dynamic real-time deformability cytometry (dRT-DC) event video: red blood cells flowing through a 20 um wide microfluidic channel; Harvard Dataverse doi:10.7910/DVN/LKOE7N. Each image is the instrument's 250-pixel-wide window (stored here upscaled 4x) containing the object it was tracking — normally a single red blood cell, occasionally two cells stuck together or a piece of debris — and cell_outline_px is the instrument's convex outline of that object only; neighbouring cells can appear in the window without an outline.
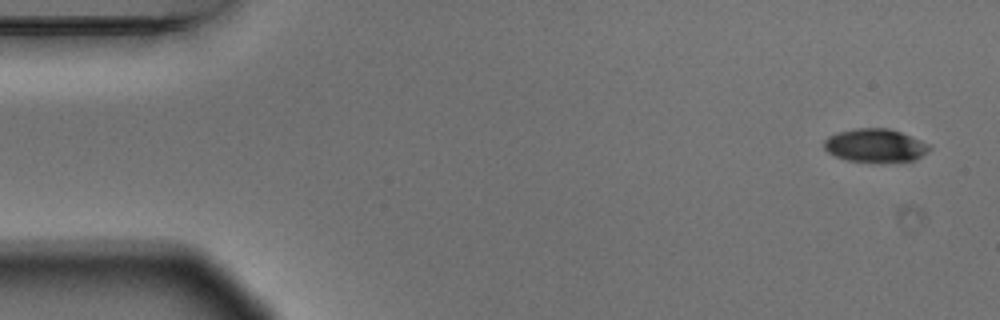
{"species": "Egyptian fruit bat (a non-hibernating species)", "species_latin": "Rousettus aegyptiacus", "temperature_condition": "warm", "stored_images_in_passage": 6, "camera_frame_rate_fps": 3000, "um_per_image_px": 0.085, "animal": {"sex": "male"}, "frame": {"image": 1, "passage_image": 1, "time_ms": 0.0, "image_size_px": [1000, 320], "cell_outline_px": [[932, 148], [928, 152], [912, 160], [848, 160], [836, 156], [828, 152], [824, 148], [824, 140], [828, 136], [836, 132], [856, 128], [888, 128], [900, 132], [920, 140], [928, 144]], "centroid_in_image_um": [74.36, 12.32], "position_along_channel_um": 10.6, "area_um2": 19.83}}
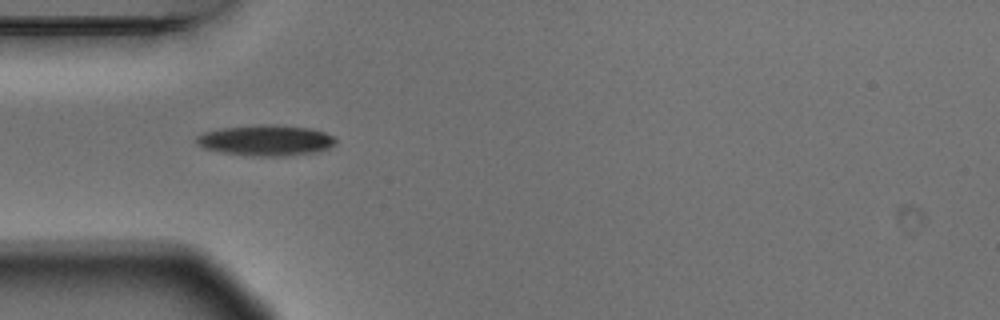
{"frame": {"image": 2, "passage_image": 5, "time_ms": 1.333, "image_size_px": [1000, 320], "cell_outline_px": [[336, 144], [328, 148], [316, 152], [284, 156], [252, 156], [224, 152], [204, 148], [196, 144], [196, 136], [204, 132], [220, 128], [260, 124], [308, 128], [324, 132], [336, 136]], "centroid_in_image_um": [22.6, 11.93], "position_along_channel_um": 62.4, "area_um2": 24.85}}
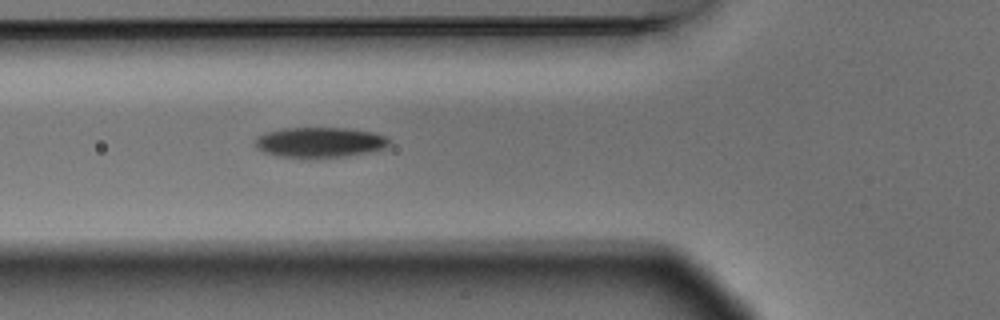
{"frame": {"image": 3, "passage_image": 6, "time_ms": 1.667, "image_size_px": [1000, 320], "cell_outline_px": [[392, 144], [384, 148], [368, 152], [348, 156], [280, 156], [264, 152], [256, 148], [256, 136], [264, 132], [284, 128], [344, 128], [372, 132], [384, 136]], "centroid_in_image_um": [27.17, 12.07], "position_along_channel_um": 98.6, "area_um2": 23.12}}